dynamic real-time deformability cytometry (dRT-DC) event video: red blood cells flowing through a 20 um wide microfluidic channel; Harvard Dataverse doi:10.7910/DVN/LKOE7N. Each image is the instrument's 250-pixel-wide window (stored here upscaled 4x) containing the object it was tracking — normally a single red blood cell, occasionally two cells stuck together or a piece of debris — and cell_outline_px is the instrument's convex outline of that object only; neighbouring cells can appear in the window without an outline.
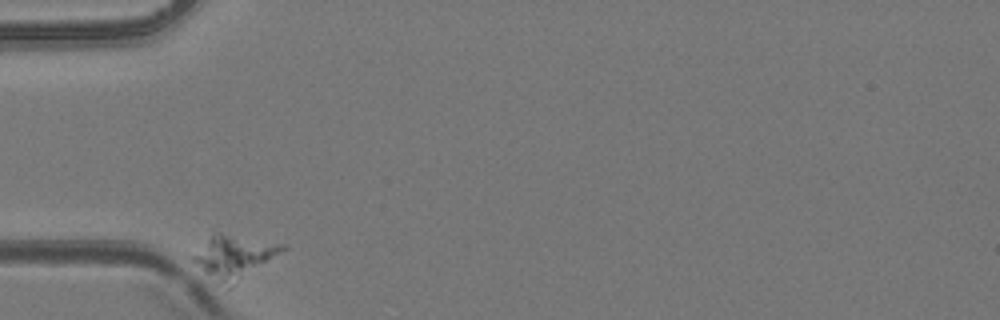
{"species": "common noctule bat (a hibernating species)", "species_latin": "Nyctalus noctula", "temperature_condition": "room temperature", "stored_images_in_passage": 32, "camera_frame_rate_fps": 3000, "um_per_image_px": 0.085, "animal": {"sex": "female", "body_mass_g": 24.6, "forearm_length_mm": 56.2}, "frame": {"image": 1, "passage_image": 1, "time_ms": 0.0, "image_size_px": [1000, 320], "cell_outline_px": [[288, 248], [232, 288], [228, 288], [204, 272], [188, 256], [212, 236], [220, 232], [288, 244]], "centroid_in_image_um": [19.94, 21.83], "position_along_channel_um": 65.1, "area_um2": 22.72}}
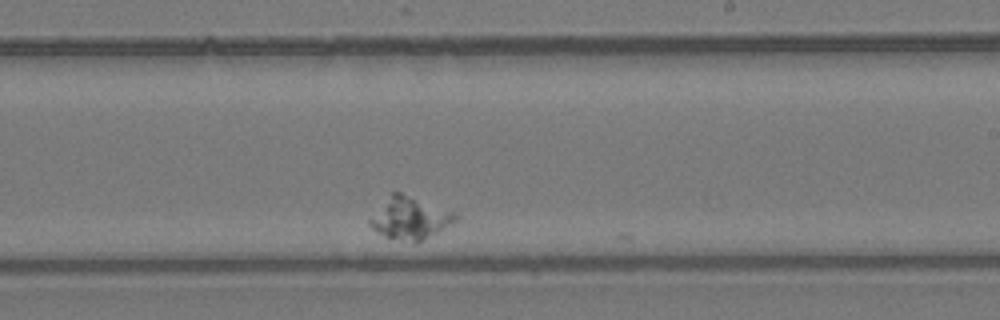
{"frame": {"image": 2, "passage_image": 21, "time_ms": 6.667, "image_size_px": [1000, 320], "cell_outline_px": [[460, 220], [420, 240], [400, 240], [388, 236], [372, 228], [368, 224], [368, 220], [392, 192], [400, 192], [456, 212], [460, 216]], "centroid_in_image_um": [34.9, 18.51], "position_along_channel_um": 254.1, "area_um2": 20.4}}
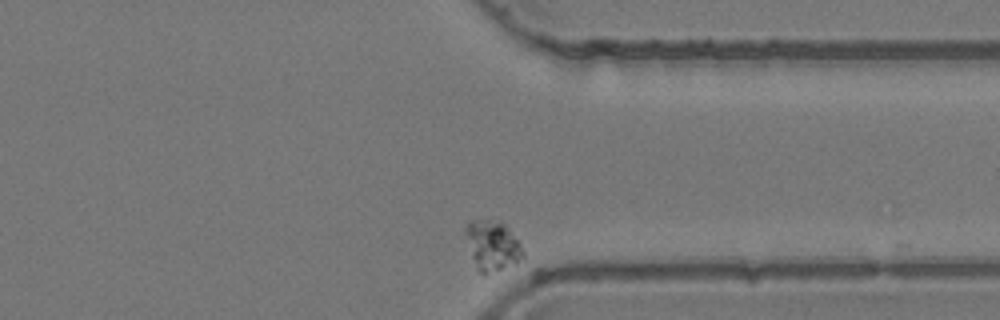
{"frame": {"image": 3, "passage_image": 32, "time_ms": 10.333, "image_size_px": [1000, 320], "cell_outline_px": [[524, 260], [516, 264], [484, 276], [476, 268], [464, 232], [464, 228], [472, 220], [500, 220], [504, 224], [520, 244], [524, 252]], "centroid_in_image_um": [41.86, 20.91], "position_along_channel_um": 369.5, "area_um2": 16.88}}